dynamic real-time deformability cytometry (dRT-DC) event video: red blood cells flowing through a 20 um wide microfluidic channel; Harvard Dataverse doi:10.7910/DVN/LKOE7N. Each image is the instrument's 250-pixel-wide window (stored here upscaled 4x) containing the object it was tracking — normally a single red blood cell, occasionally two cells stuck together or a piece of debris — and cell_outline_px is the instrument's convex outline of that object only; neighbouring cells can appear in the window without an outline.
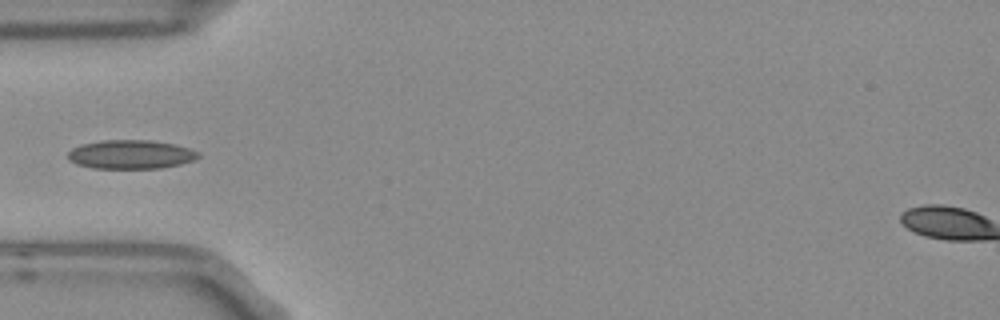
{"species": "Egyptian fruit bat (a non-hibernating species)", "species_latin": "Rousettus aegyptiacus", "temperature_condition": "room temperature", "stored_images_in_passage": 4, "camera_frame_rate_fps": 3000, "um_per_image_px": 0.085, "frame": {"image": 1, "passage_image": 3, "time_ms": 0.667, "image_size_px": [1000, 320], "cell_outline_px": [[200, 156], [196, 160], [180, 164], [160, 168], [92, 168], [76, 164], [68, 160], [68, 152], [72, 148], [80, 144], [104, 140], [148, 140], [172, 144], [188, 148], [200, 152]], "centroid_in_image_um": [11.1, 13.13], "position_along_channel_um": 73.9, "area_um2": 21.96}}
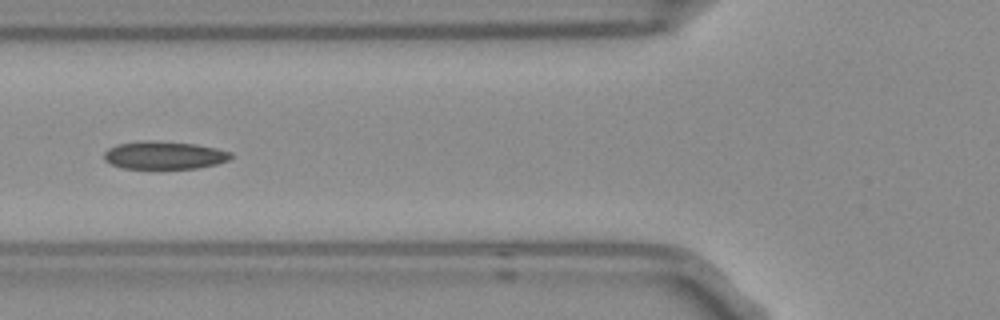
{"frame": {"image": 2, "passage_image": 4, "time_ms": 1.0, "image_size_px": [1000, 320], "cell_outline_px": [[232, 156], [228, 160], [216, 164], [196, 168], [124, 168], [112, 164], [104, 160], [104, 152], [108, 148], [116, 144], [144, 140], [148, 140], [196, 144], [216, 148], [232, 152]], "centroid_in_image_um": [13.94, 13.18], "position_along_channel_um": 111.9, "area_um2": 20.52}}